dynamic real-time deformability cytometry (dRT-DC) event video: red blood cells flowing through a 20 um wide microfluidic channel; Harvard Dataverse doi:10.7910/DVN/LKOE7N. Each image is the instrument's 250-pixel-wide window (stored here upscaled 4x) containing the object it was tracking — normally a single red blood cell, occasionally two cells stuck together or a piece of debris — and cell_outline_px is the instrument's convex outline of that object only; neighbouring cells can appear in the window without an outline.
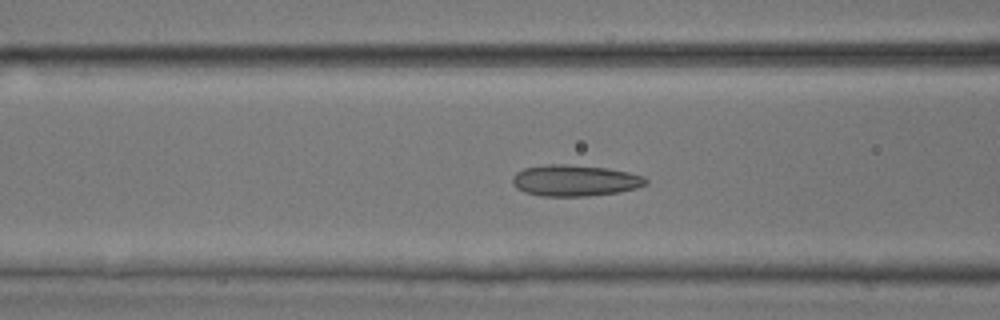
{"species": "common noctule bat (a hibernating species)", "species_latin": "Nyctalus noctula", "temperature_condition": "room temperature", "stored_images_in_passage": 49, "camera_frame_rate_fps": 3000, "um_per_image_px": 0.085, "animal": {"sex": "male", "body_mass_g": 17.9, "forearm_length_mm": 54.2}, "frame": {"image": 1, "passage_image": 20, "time_ms": 6.333, "image_size_px": [1000, 320], "cell_outline_px": [[648, 184], [636, 188], [620, 192], [588, 196], [540, 196], [524, 192], [516, 188], [512, 184], [512, 176], [516, 172], [524, 168], [544, 164], [564, 164], [608, 168], [628, 172], [644, 176], [648, 180]], "centroid_in_image_um": [48.85, 15.34], "position_along_channel_um": 117.7, "area_um2": 24.57}}
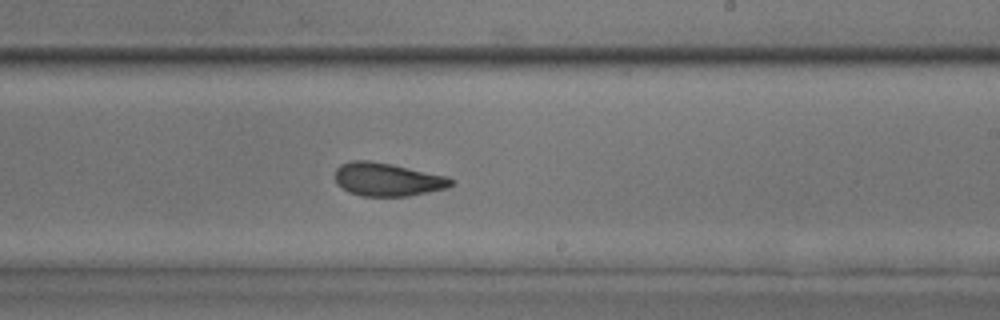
{"frame": {"image": 2, "passage_image": 30, "time_ms": 9.667, "image_size_px": [1000, 320], "cell_outline_px": [[452, 184], [448, 188], [408, 196], [360, 196], [348, 192], [336, 184], [336, 168], [340, 164], [352, 160], [368, 160], [392, 164], [448, 176], [452, 180]], "centroid_in_image_um": [32.91, 15.25], "position_along_channel_um": 256.1, "area_um2": 22.6}}
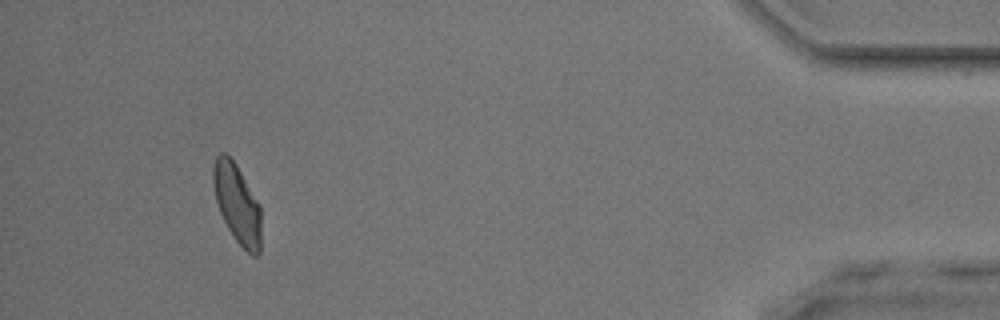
{"frame": {"image": 3, "passage_image": 46, "time_ms": 15.0, "image_size_px": [1000, 320], "cell_outline_px": [[260, 252], [256, 256], [252, 256], [232, 236], [220, 212], [216, 200], [212, 180], [212, 168], [216, 156], [220, 152], [224, 152], [236, 164], [260, 204]], "centroid_in_image_um": [20.15, 17.3], "position_along_channel_um": 415.1, "area_um2": 22.02}, "authors_computed_cell_mechanics": {"area_um2": 22.8888, "velocity_mm_per_s": 4.1758, "shape_relaxation_time_tau1_ms": null, "shape_relaxation_time_tau2_ms": 1.3426, "deformation_change_tau1": null, "deformation_change_tau2": 0.086}}